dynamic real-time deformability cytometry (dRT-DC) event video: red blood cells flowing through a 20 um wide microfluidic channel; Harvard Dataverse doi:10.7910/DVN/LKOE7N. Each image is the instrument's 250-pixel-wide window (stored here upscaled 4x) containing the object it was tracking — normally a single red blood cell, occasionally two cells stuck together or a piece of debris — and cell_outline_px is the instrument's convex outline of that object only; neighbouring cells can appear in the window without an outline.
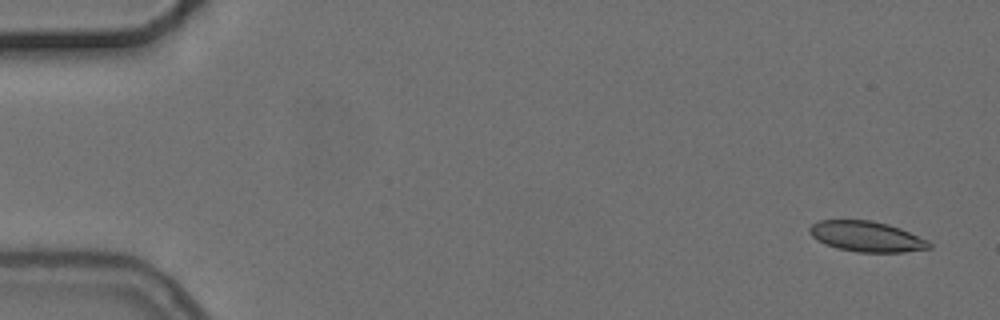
{"species": "common noctule bat (a hibernating species)", "species_latin": "Nyctalus noctula", "temperature_condition": "cold", "stored_images_in_passage": 7, "camera_frame_rate_fps": 3000, "um_per_image_px": 0.085, "animal": {"sex": "female", "body_mass_g": 24.6, "forearm_length_mm": 56.2}, "frame": {"image": 1, "passage_image": 1, "time_ms": 0.0, "image_size_px": [1000, 320], "cell_outline_px": [[932, 248], [904, 252], [856, 252], [836, 248], [824, 244], [812, 236], [808, 232], [808, 228], [812, 224], [820, 220], [872, 220], [888, 224], [900, 228], [928, 240], [932, 244]], "centroid_in_image_um": [73.66, 20.1], "position_along_channel_um": 11.3, "area_um2": 21.39}}
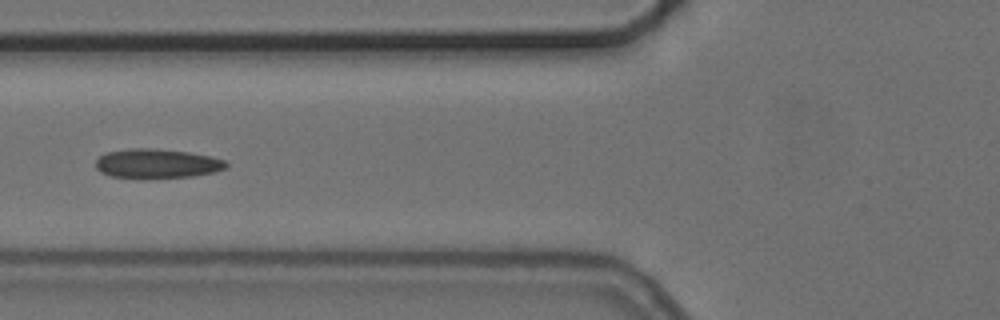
{"frame": {"image": 2, "passage_image": 6, "time_ms": 6.333, "image_size_px": [1000, 320], "cell_outline_px": [[228, 164], [224, 168], [212, 172], [192, 176], [112, 176], [100, 172], [96, 168], [96, 160], [104, 152], [132, 148], [152, 148], [188, 152], [212, 156], [224, 160]], "centroid_in_image_um": [13.32, 13.86], "position_along_channel_um": 112.5, "area_um2": 21.56}}
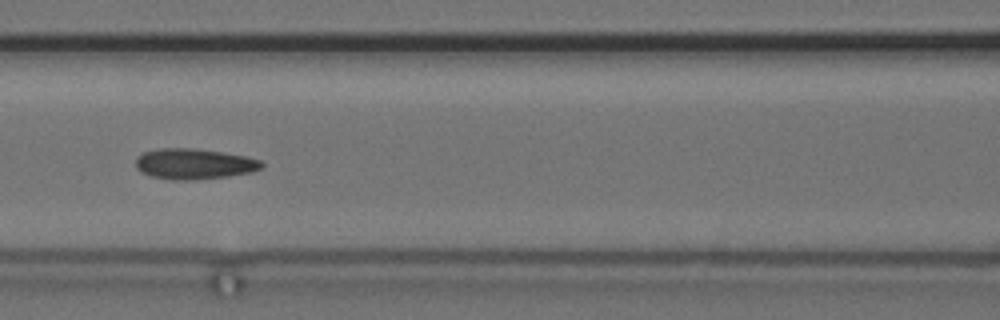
{"frame": {"image": 3, "passage_image": 7, "time_ms": 7.333, "image_size_px": [1000, 320], "cell_outline_px": [[264, 164], [260, 168], [252, 172], [228, 176], [196, 180], [172, 180], [152, 176], [140, 172], [136, 168], [136, 156], [144, 152], [160, 148], [192, 148], [220, 152], [244, 156], [260, 160]], "centroid_in_image_um": [16.46, 13.94], "position_along_channel_um": 150.1, "area_um2": 22.43}}